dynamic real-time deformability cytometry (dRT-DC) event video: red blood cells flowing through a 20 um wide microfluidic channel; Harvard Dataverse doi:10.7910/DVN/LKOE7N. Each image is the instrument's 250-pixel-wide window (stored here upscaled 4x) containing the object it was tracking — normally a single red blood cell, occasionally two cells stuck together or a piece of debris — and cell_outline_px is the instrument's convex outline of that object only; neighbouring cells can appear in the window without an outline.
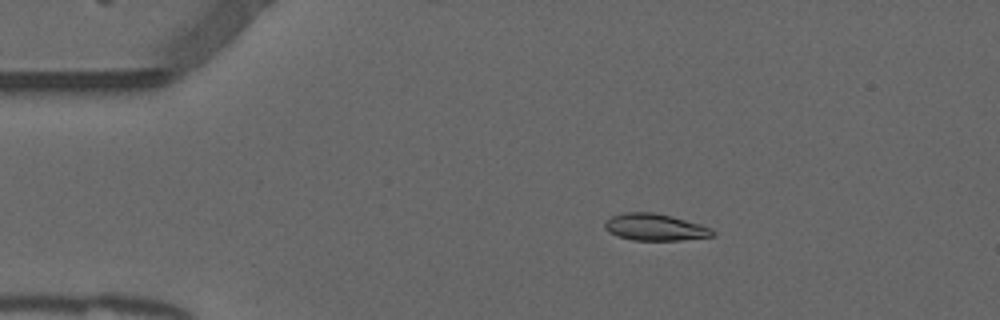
{"species": "common noctule bat (a hibernating species)", "species_latin": "Nyctalus noctula", "temperature_condition": "warm", "stored_images_in_passage": 44, "camera_frame_rate_fps": 3000, "um_per_image_px": 0.085, "animal": {"sex": "male", "forearm_length_mm": 52.5}, "frame": {"image": 1, "passage_image": 1, "time_ms": 0.0, "image_size_px": [1000, 320], "cell_outline_px": [[716, 236], [680, 240], [632, 240], [608, 232], [604, 228], [604, 220], [612, 216], [624, 212], [652, 212], [672, 216], [700, 224], [712, 228], [716, 232]], "centroid_in_image_um": [55.69, 19.31], "position_along_channel_um": 29.3, "area_um2": 16.99}}
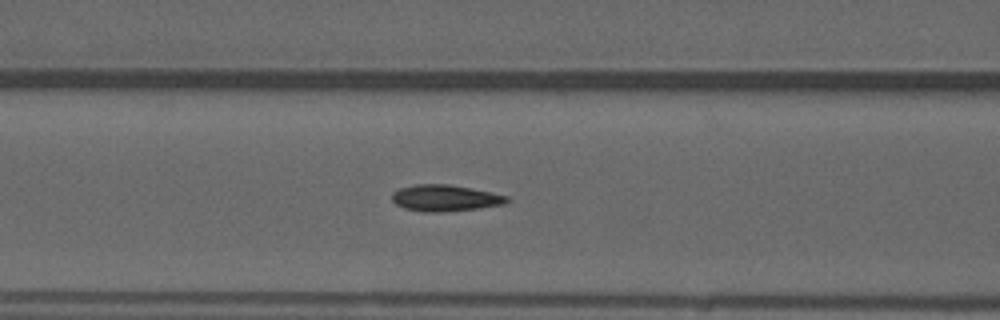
{"frame": {"image": 2, "passage_image": 13, "time_ms": 4.0, "image_size_px": [1000, 320], "cell_outline_px": [[512, 200], [504, 204], [476, 208], [440, 212], [424, 212], [404, 208], [396, 204], [392, 200], [392, 192], [400, 188], [416, 184], [448, 184], [508, 196]], "centroid_in_image_um": [37.8, 16.83], "position_along_channel_um": 128.8, "area_um2": 17.46}}
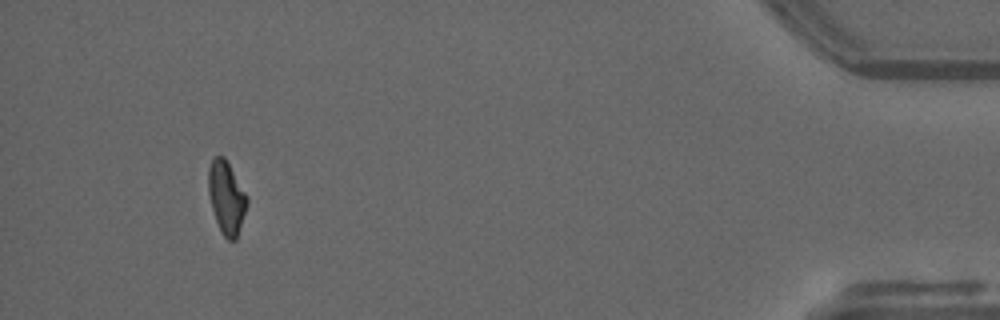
{"frame": {"image": 3, "passage_image": 41, "time_ms": 13.333, "image_size_px": [1000, 320], "cell_outline_px": [[248, 204], [236, 240], [228, 240], [224, 236], [216, 220], [212, 208], [208, 192], [208, 168], [212, 160], [216, 156], [224, 156], [248, 196]], "centroid_in_image_um": [19.26, 16.78], "position_along_channel_um": 415.9, "area_um2": 16.3}, "authors_computed_cell_mechanics": {"area_um2": 17.0221, "velocity_mm_per_s": 3.8465, "shape_relaxation_time_tau1_ms": null, "shape_relaxation_time_tau2_ms": 1.6998, "deformation_change_tau1": null, "deformation_change_tau2": 0.0622}}